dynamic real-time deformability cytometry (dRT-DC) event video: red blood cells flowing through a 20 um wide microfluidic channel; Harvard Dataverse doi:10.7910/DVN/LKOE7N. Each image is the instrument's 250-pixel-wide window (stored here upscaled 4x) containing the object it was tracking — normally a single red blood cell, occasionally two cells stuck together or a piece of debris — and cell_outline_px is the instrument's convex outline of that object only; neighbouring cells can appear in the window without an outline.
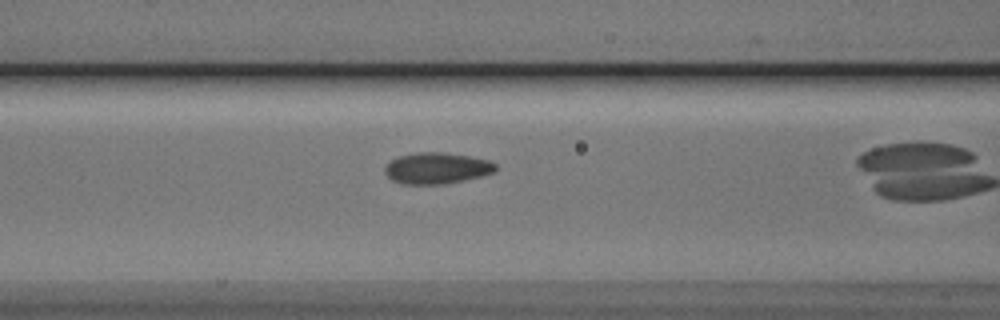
{"species": "Egyptian fruit bat (a non-hibernating species)", "species_latin": "Rousettus aegyptiacus", "temperature_condition": "cold", "stored_images_in_passage": 39, "camera_frame_rate_fps": 3000, "um_per_image_px": 0.085, "animal": {"sex": "male"}, "frame": {"image": 1, "passage_image": 19, "time_ms": 6.0, "image_size_px": [1000, 320], "cell_outline_px": [[496, 168], [492, 172], [480, 176], [464, 180], [444, 184], [400, 184], [392, 180], [384, 172], [384, 168], [392, 160], [400, 156], [416, 152], [440, 152], [468, 156], [488, 160], [496, 164]], "centroid_in_image_um": [37.09, 14.3], "position_along_channel_um": 129.5, "area_um2": 19.94}}
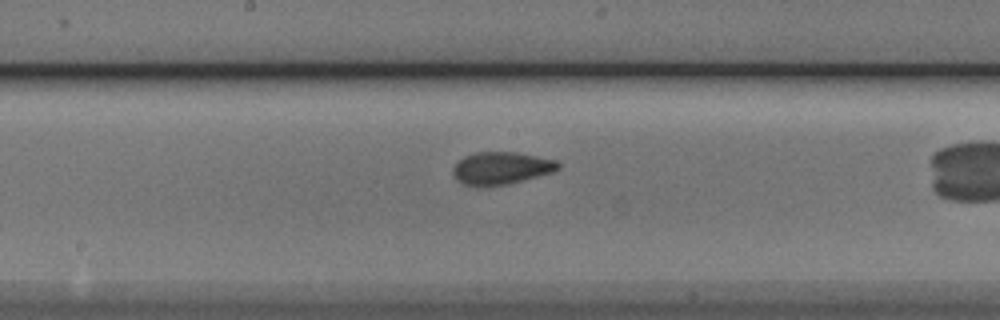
{"frame": {"image": 2, "passage_image": 25, "time_ms": 8.0, "image_size_px": [1000, 320], "cell_outline_px": [[560, 168], [552, 172], [508, 184], [464, 184], [456, 180], [452, 172], [456, 164], [464, 156], [476, 152], [520, 152], [556, 160], [560, 164]], "centroid_in_image_um": [42.64, 14.25], "position_along_channel_um": 205.6, "area_um2": 19.48}}
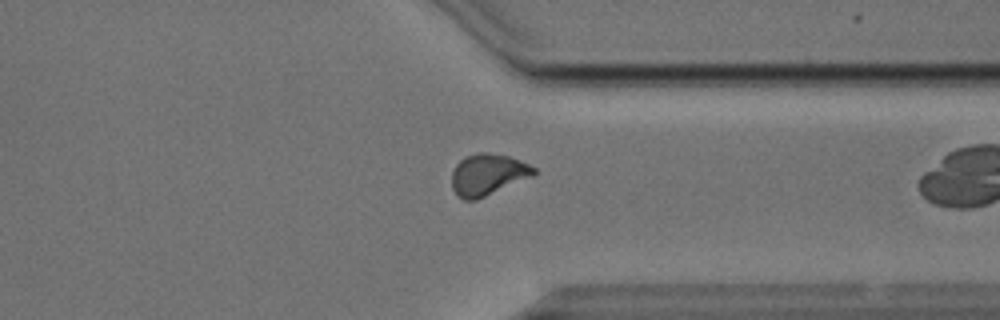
{"frame": {"image": 3, "passage_image": 38, "time_ms": 12.333, "image_size_px": [1000, 320], "cell_outline_px": [[536, 172], [532, 176], [476, 200], [464, 200], [456, 196], [452, 188], [452, 172], [456, 164], [464, 156], [476, 152], [488, 152], [508, 156], [520, 160], [536, 168]], "centroid_in_image_um": [41.42, 14.83], "position_along_channel_um": 370.0, "area_um2": 19.88}}